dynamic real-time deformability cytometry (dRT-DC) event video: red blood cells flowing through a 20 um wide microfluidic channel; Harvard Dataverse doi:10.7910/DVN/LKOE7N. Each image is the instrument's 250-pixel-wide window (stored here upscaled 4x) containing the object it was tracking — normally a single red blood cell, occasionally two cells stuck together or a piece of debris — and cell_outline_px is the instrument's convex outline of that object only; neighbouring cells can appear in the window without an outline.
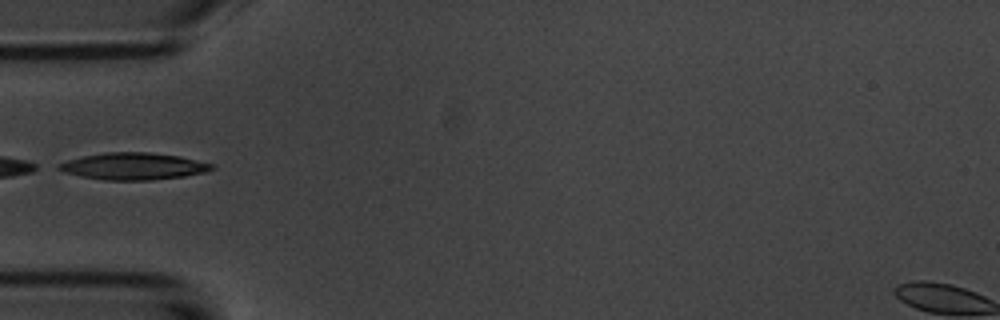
{"species": "common noctule bat (a hibernating species)", "species_latin": "Nyctalus noctula", "temperature_condition": "room temperature", "stored_images_in_passage": 5, "camera_frame_rate_fps": 3000, "um_per_image_px": 0.085, "animal": {"sex": "male", "body_mass_g": 20.1, "forearm_length_mm": 53.5}, "frame": {"image": 1, "passage_image": 4, "time_ms": 3.667, "image_size_px": [1000, 320], "cell_outline_px": [[216, 168], [204, 172], [184, 176], [152, 180], [104, 180], [80, 176], [64, 172], [56, 168], [56, 164], [68, 160], [84, 156], [104, 152], [148, 152], [180, 156], [216, 164]], "centroid_in_image_um": [11.36, 14.13], "position_along_channel_um": 73.6, "area_um2": 24.16}}